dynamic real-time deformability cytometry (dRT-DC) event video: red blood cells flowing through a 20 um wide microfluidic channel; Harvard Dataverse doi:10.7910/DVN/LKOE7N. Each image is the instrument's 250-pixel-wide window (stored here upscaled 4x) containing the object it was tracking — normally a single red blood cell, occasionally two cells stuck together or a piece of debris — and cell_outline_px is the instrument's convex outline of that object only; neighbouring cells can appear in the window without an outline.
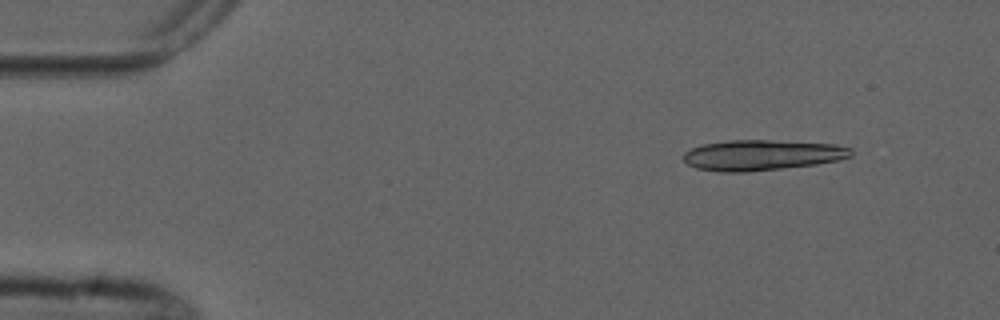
{"species": "common noctule bat (a hibernating species)", "species_latin": "Nyctalus noctula", "temperature_condition": "cold", "stored_images_in_passage": 5, "segment_of_instrument_passage": [1, 2], "camera_frame_rate_fps": 3000, "um_per_image_px": 0.085, "animal": {"sex": "male", "forearm_length_mm": 52.5}, "frame": {"image": 1, "passage_image": 2, "time_ms": 1.0, "image_size_px": [1000, 320], "cell_outline_px": [[852, 156], [836, 160], [816, 164], [748, 172], [720, 172], [696, 168], [688, 164], [684, 160], [684, 152], [692, 148], [704, 144], [728, 140], [768, 140], [836, 144], [852, 148]], "centroid_in_image_um": [64.76, 13.18], "position_along_channel_um": 20.2, "area_um2": 29.71}}